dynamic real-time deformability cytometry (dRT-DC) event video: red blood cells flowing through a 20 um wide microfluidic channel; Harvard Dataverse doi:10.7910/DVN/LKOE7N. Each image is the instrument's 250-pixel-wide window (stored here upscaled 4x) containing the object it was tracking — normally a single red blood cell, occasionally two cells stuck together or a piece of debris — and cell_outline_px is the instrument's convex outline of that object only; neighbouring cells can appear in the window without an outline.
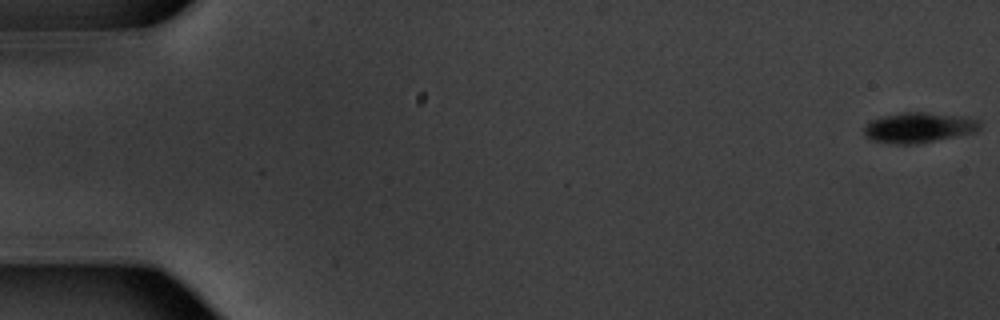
{"species": "common noctule bat (a hibernating species)", "species_latin": "Nyctalus noctula", "temperature_condition": "warm", "stored_images_in_passage": 55, "camera_frame_rate_fps": 3000, "um_per_image_px": 0.085, "animal": {"sex": "male", "body_mass_g": 20.1, "forearm_length_mm": 53.5}, "frame": {"image": 1, "passage_image": 1, "time_ms": 0.0, "image_size_px": [1000, 320], "cell_outline_px": [[980, 128], [976, 132], [916, 144], [892, 144], [872, 140], [864, 136], [864, 128], [872, 120], [880, 116], [904, 112], [928, 112], [968, 116], [980, 120]], "centroid_in_image_um": [78.12, 10.83], "position_along_channel_um": 6.9, "area_um2": 20.69}}
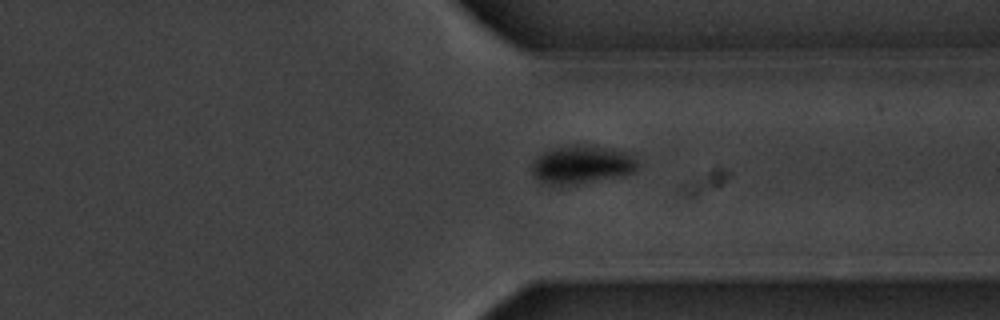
{"frame": {"image": 2, "passage_image": 42, "time_ms": 13.667, "image_size_px": [1000, 320], "cell_outline_px": [[636, 168], [632, 172], [620, 176], [576, 184], [540, 184], [532, 172], [532, 164], [536, 156], [544, 152], [556, 148], [572, 144], [604, 148], [624, 152], [636, 156]], "centroid_in_image_um": [49.4, 14.0], "position_along_channel_um": 362.0, "area_um2": 23.18}}
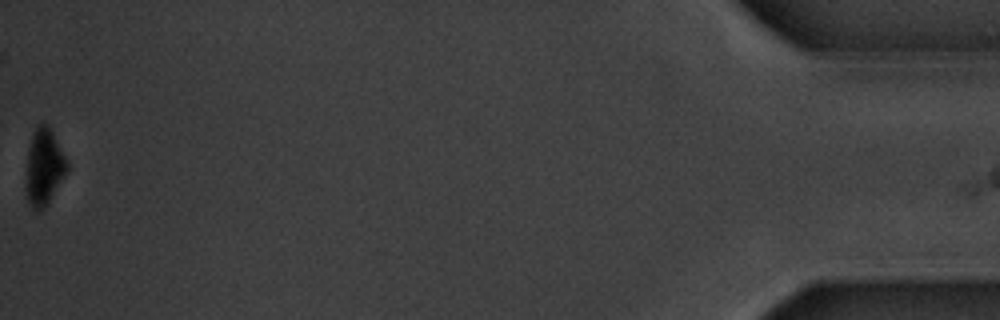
{"frame": {"image": 3, "passage_image": 55, "time_ms": 18.0, "image_size_px": [1000, 320], "cell_outline_px": [[68, 168], [64, 176], [48, 200], [36, 212], [32, 208], [28, 200], [24, 184], [28, 148], [32, 132], [36, 124], [44, 120], [48, 124], [68, 164]], "centroid_in_image_um": [3.68, 14.11], "position_along_channel_um": 431.5, "area_um2": 18.15}, "authors_computed_cell_mechanics": {"area_um2": 21.9062, "velocity_mm_per_s": 3.744, "shape_relaxation_time_tau1_ms": 1.4768, "shape_relaxation_time_tau2_ms": null, "deformation_change_tau1": 0.1203, "deformation_change_tau2": null}}